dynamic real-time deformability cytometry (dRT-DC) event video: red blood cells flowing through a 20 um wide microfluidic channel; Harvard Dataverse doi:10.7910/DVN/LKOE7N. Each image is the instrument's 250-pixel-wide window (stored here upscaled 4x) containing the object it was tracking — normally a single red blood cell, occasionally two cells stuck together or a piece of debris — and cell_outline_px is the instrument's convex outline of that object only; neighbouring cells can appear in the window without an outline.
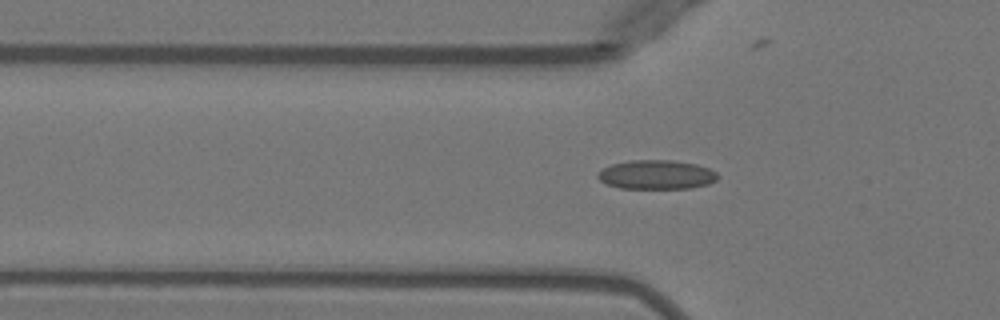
{"species": "Egyptian fruit bat (a non-hibernating species)", "species_latin": "Rousettus aegyptiacus", "temperature_condition": "warm", "stored_images_in_passage": 43, "camera_frame_rate_fps": 3000, "um_per_image_px": 0.085, "animal": {"sex": "female"}, "frame": {"image": 1, "passage_image": 16, "time_ms": 5.0, "image_size_px": [1000, 320], "cell_outline_px": [[720, 176], [716, 180], [708, 184], [688, 188], [620, 188], [608, 184], [600, 180], [596, 176], [604, 168], [612, 164], [628, 160], [672, 160], [696, 164], [708, 168], [716, 172]], "centroid_in_image_um": [55.82, 14.84], "position_along_channel_um": 70.0, "area_um2": 20.23}}
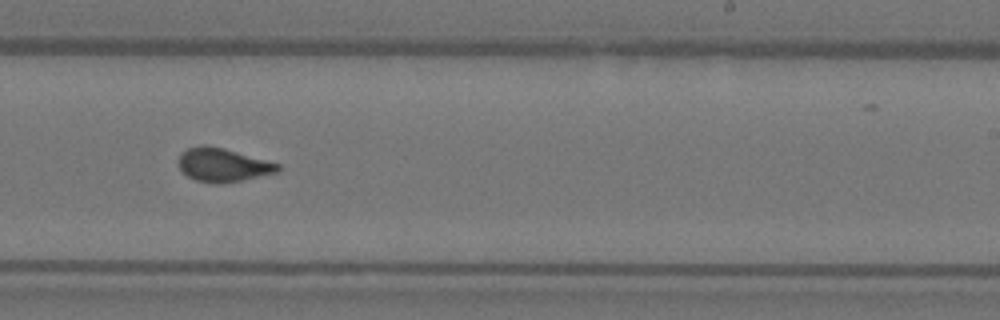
{"frame": {"image": 2, "passage_image": 31, "time_ms": 10.0, "image_size_px": [1000, 320], "cell_outline_px": [[280, 172], [220, 184], [216, 184], [196, 180], [188, 176], [180, 168], [176, 160], [180, 152], [188, 148], [200, 144], [208, 144], [224, 148], [280, 164]], "centroid_in_image_um": [18.91, 14.0], "position_along_channel_um": 270.1, "area_um2": 19.59}}
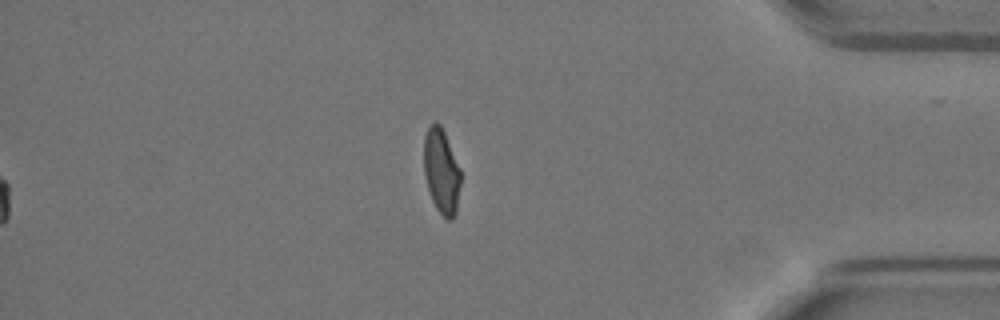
{"frame": {"image": 3, "passage_image": 43, "time_ms": 14.0, "image_size_px": [1000, 320], "cell_outline_px": [[460, 184], [456, 212], [452, 220], [448, 220], [436, 208], [432, 200], [424, 176], [424, 136], [428, 128], [436, 120], [440, 124], [444, 132], [460, 168]], "centroid_in_image_um": [37.51, 14.55], "position_along_channel_um": 397.7, "area_um2": 18.09}, "authors_computed_cell_mechanics": {"area_um2": 19.652, "velocity_mm_per_s": 3.9814, "shape_relaxation_time_tau1_ms": 8.8418, "shape_relaxation_time_tau2_ms": null, "deformation_change_tau1": 0.2075, "deformation_change_tau2": null}}